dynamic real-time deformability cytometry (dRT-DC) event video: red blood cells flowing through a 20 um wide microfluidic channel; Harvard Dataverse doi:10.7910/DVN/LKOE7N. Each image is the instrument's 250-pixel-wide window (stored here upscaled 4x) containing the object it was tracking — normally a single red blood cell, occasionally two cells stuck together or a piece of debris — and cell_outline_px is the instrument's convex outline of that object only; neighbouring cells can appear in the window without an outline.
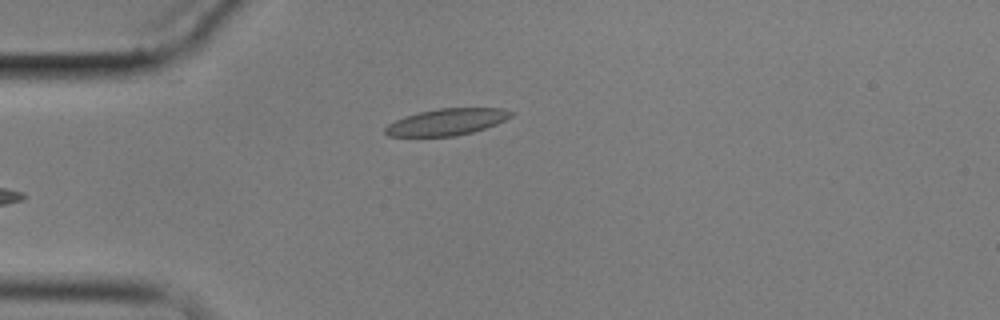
{"species": "common noctule bat (a hibernating species)", "species_latin": "Nyctalus noctula", "temperature_condition": "cold", "stored_images_in_passage": 6, "camera_frame_rate_fps": 3000, "um_per_image_px": 0.085, "animal": {"sex": "male", "body_mass_g": 17.9}, "frame": {"image": 1, "passage_image": 6, "time_ms": 6.0, "image_size_px": [1000, 320], "cell_outline_px": [[512, 116], [496, 124], [472, 132], [456, 136], [388, 136], [384, 132], [384, 128], [388, 124], [404, 116], [420, 112], [440, 108], [504, 108], [512, 112]], "centroid_in_image_um": [37.96, 10.36], "position_along_channel_um": 47.0, "area_um2": 19.36}}